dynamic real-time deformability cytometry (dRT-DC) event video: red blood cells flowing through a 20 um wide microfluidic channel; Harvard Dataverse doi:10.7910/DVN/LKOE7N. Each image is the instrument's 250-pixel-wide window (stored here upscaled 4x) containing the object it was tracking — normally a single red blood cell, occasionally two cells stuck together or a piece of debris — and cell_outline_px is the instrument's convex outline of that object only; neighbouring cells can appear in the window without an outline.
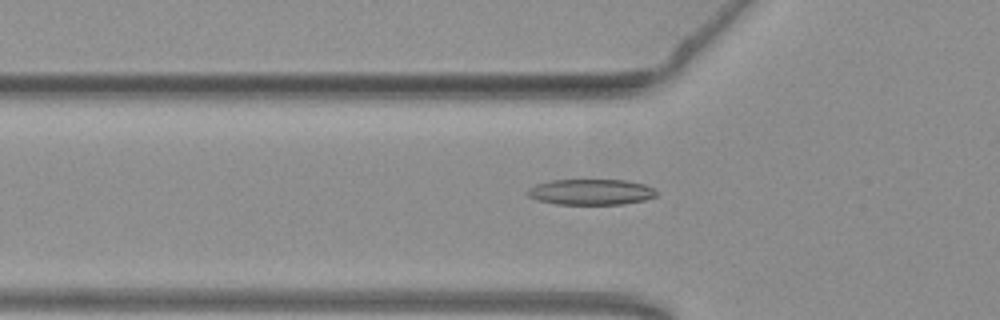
{"species": "common noctule bat (a hibernating species)", "species_latin": "Nyctalus noctula", "temperature_condition": "warm", "stored_images_in_passage": 41, "camera_frame_rate_fps": 3000, "um_per_image_px": 0.085, "animal": {"sex": "female", "body_mass_g": 19.3, "forearm_length_mm": 54.1}, "frame": {"image": 1, "passage_image": 5, "time_ms": 1.333, "image_size_px": [1000, 320], "cell_outline_px": [[656, 196], [644, 200], [624, 204], [556, 204], [536, 200], [528, 196], [528, 188], [536, 184], [552, 180], [628, 180], [644, 184], [652, 188], [656, 192]], "centroid_in_image_um": [50.21, 16.32], "position_along_channel_um": 75.6, "area_um2": 19.31}}
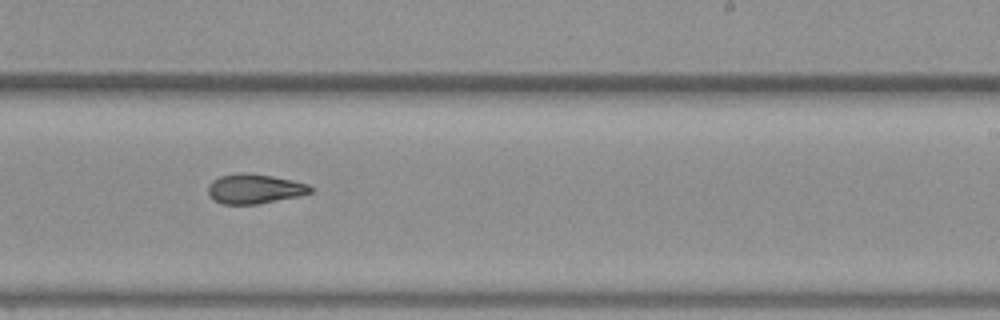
{"frame": {"image": 2, "passage_image": 20, "time_ms": 6.333, "image_size_px": [1000, 320], "cell_outline_px": [[312, 192], [300, 196], [260, 204], [220, 204], [212, 200], [208, 196], [208, 184], [212, 180], [220, 176], [236, 172], [248, 172], [272, 176], [292, 180], [308, 184], [312, 188]], "centroid_in_image_um": [21.59, 16.05], "position_along_channel_um": 267.4, "area_um2": 18.09}}
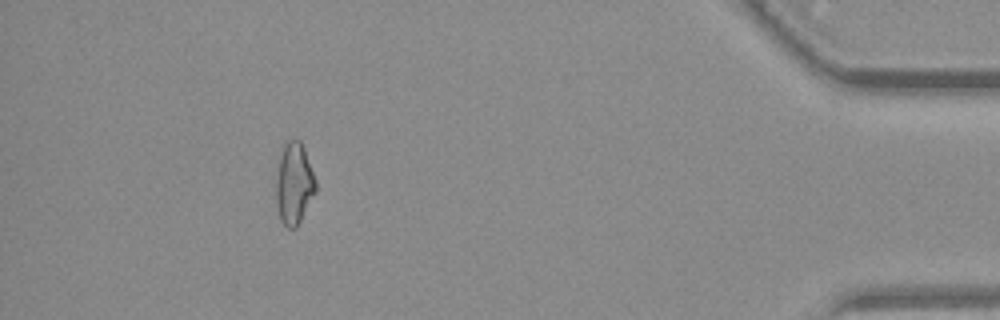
{"frame": {"image": 3, "passage_image": 36, "time_ms": 11.667, "image_size_px": [1000, 320], "cell_outline_px": [[316, 192], [296, 228], [288, 228], [280, 220], [276, 204], [276, 176], [280, 152], [284, 144], [288, 140], [300, 140], [304, 148], [316, 180]], "centroid_in_image_um": [24.98, 15.6], "position_along_channel_um": 410.2, "area_um2": 18.96}, "authors_computed_cell_mechanics": {"area_um2": 18.207, "velocity_mm_per_s": 3.8186, "shape_relaxation_time_tau1_ms": 7.2517, "shape_relaxation_time_tau2_ms": 4.0654, "deformation_change_tau1": 0.1961, "deformation_change_tau2": 0.1261}}